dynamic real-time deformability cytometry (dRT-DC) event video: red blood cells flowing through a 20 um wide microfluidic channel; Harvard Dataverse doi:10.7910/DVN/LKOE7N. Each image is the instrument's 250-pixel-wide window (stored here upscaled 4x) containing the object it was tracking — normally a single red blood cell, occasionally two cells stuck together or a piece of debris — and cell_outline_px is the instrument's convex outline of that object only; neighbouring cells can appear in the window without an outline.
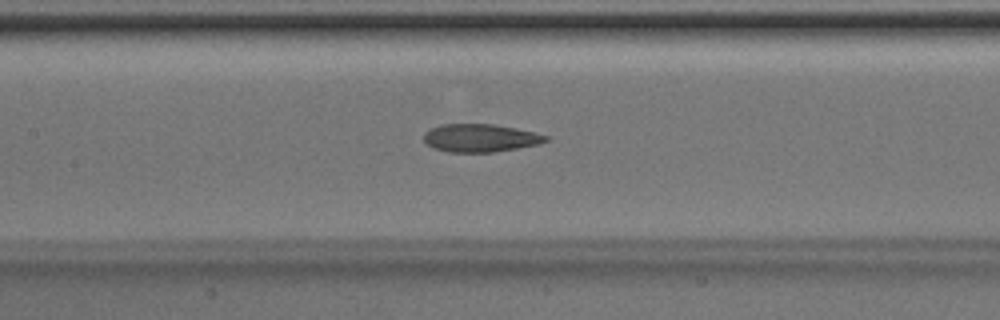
{"species": "Egyptian fruit bat (a non-hibernating species)", "species_latin": "Rousettus aegyptiacus", "temperature_condition": "room temperature", "stored_images_in_passage": 36, "camera_frame_rate_fps": 3000, "um_per_image_px": 0.085, "animal": {"sex": "male"}, "frame": {"image": 1, "passage_image": 14, "time_ms": 4.333, "image_size_px": [1000, 320], "cell_outline_px": [[548, 140], [536, 144], [516, 148], [492, 152], [448, 152], [432, 148], [424, 140], [424, 132], [432, 128], [444, 124], [492, 124], [532, 132], [548, 136]], "centroid_in_image_um": [40.76, 11.73], "position_along_channel_um": 166.6, "area_um2": 19.48}}
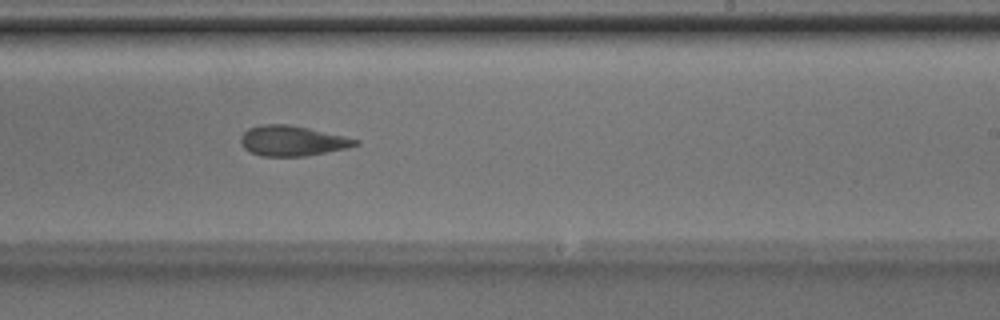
{"frame": {"image": 2, "passage_image": 21, "time_ms": 6.667, "image_size_px": [1000, 320], "cell_outline_px": [[360, 144], [348, 148], [304, 156], [260, 156], [244, 148], [240, 140], [240, 136], [248, 128], [260, 124], [288, 124], [308, 128], [344, 136], [360, 140]], "centroid_in_image_um": [24.84, 11.96], "position_along_channel_um": 264.2, "area_um2": 20.17}}
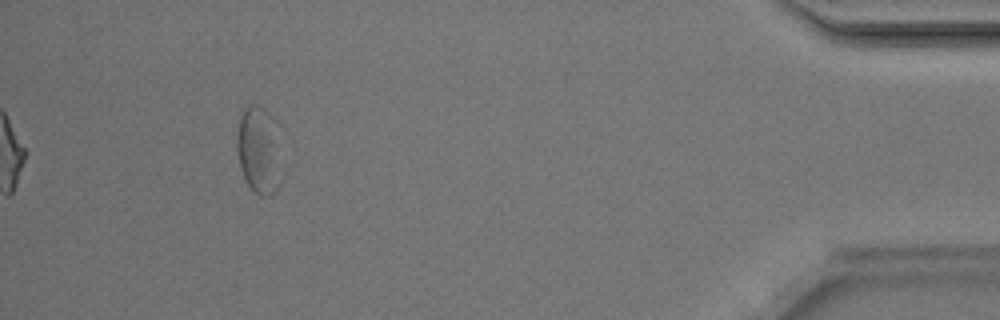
{"frame": {"image": 3, "passage_image": 36, "time_ms": 11.667, "image_size_px": [1000, 320], "cell_outline_px": [[280, 184], [268, 196], [260, 196], [252, 192], [240, 168], [236, 148], [236, 132], [240, 116], [252, 104], [264, 108], [276, 120]], "centroid_in_image_um": [21.97, 12.76], "position_along_channel_um": 413.2, "area_um2": 22.6}, "authors_computed_cell_mechanics": {"area_um2": 20.4034, "velocity_mm_per_s": 4.2057, "shape_relaxation_time_tau1_ms": 7.4867, "shape_relaxation_time_tau2_ms": 3.2121, "deformation_change_tau1": 0.1682, "deformation_change_tau2": 0.1262}}